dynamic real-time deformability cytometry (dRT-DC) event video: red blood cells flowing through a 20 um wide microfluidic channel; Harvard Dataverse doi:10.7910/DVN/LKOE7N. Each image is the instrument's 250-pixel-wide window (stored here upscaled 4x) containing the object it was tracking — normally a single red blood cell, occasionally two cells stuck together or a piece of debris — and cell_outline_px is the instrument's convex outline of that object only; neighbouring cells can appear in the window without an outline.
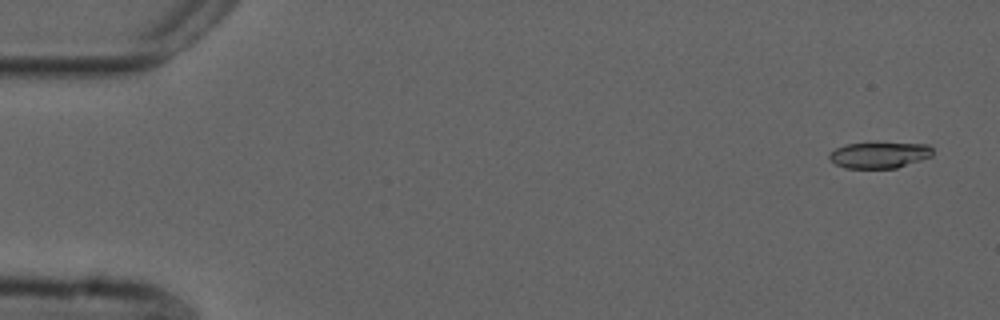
{"species": "common noctule bat (a hibernating species)", "species_latin": "Nyctalus noctula", "temperature_condition": "cold", "stored_images_in_passage": 55, "camera_frame_rate_fps": 3000, "um_per_image_px": 0.085, "animal": {"sex": "male", "forearm_length_mm": 52.5}, "frame": {"image": 1, "passage_image": 3, "time_ms": 0.667, "image_size_px": [1000, 320], "cell_outline_px": [[932, 156], [896, 168], [844, 168], [836, 164], [828, 156], [828, 152], [844, 144], [876, 140], [928, 144], [932, 148]], "centroid_in_image_um": [74.73, 13.11], "position_along_channel_um": 10.3, "area_um2": 16.59}}
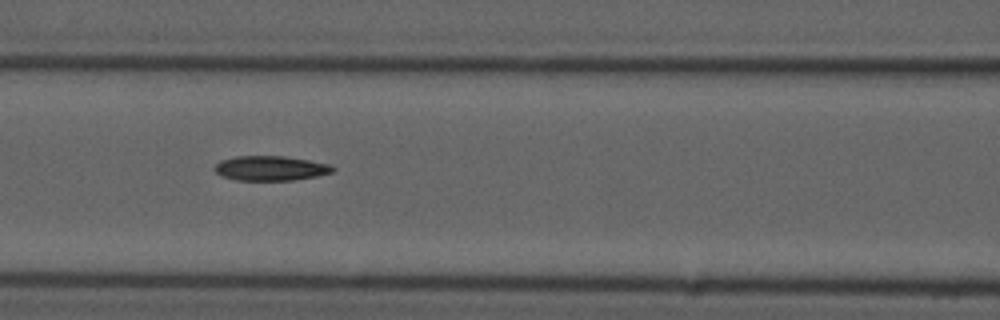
{"frame": {"image": 2, "passage_image": 24, "time_ms": 7.667, "image_size_px": [1000, 320], "cell_outline_px": [[336, 168], [332, 172], [316, 176], [292, 180], [236, 180], [220, 176], [212, 168], [220, 160], [236, 156], [284, 156], [308, 160], [328, 164]], "centroid_in_image_um": [22.94, 14.3], "position_along_channel_um": 143.7, "area_um2": 16.99}}
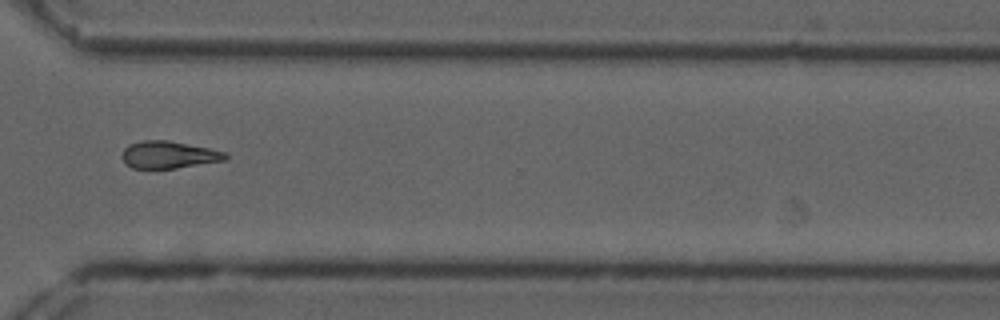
{"frame": {"image": 3, "passage_image": 41, "time_ms": 13.333, "image_size_px": [1000, 320], "cell_outline_px": [[228, 160], [176, 168], [132, 168], [120, 156], [124, 148], [128, 144], [140, 140], [168, 140], [208, 148], [224, 152], [228, 156]], "centroid_in_image_um": [14.33, 13.15], "position_along_channel_um": 356.3, "area_um2": 16.42}}